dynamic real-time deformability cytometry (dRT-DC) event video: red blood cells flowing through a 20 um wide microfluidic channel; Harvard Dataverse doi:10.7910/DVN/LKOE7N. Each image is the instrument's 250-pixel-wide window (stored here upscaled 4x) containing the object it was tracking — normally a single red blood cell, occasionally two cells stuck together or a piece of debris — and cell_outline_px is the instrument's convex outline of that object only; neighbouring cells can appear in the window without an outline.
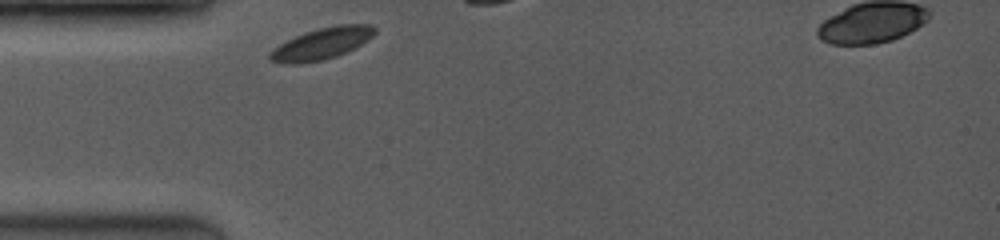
{"species": "common noctule bat (a hibernating species)", "species_latin": "Nyctalus noctula", "temperature_condition": "room temperature", "stored_images_in_passage": 4, "camera_frame_rate_fps": 3500, "um_per_image_px": 0.085, "animal": {"sex": "female", "body_mass_g": 19.0, "forearm_length_mm": 53.3}, "frame": {"image": 1, "passage_image": 1, "time_ms": 0.0, "image_size_px": [1000, 240], "cell_outline_px": [[376, 32], [368, 40], [336, 56], [324, 60], [300, 64], [280, 64], [268, 60], [268, 52], [272, 48], [304, 32], [336, 24], [372, 24], [376, 28]], "centroid_in_image_um": [27.29, 3.72], "position_along_channel_um": 57.7, "area_um2": 19.42}}